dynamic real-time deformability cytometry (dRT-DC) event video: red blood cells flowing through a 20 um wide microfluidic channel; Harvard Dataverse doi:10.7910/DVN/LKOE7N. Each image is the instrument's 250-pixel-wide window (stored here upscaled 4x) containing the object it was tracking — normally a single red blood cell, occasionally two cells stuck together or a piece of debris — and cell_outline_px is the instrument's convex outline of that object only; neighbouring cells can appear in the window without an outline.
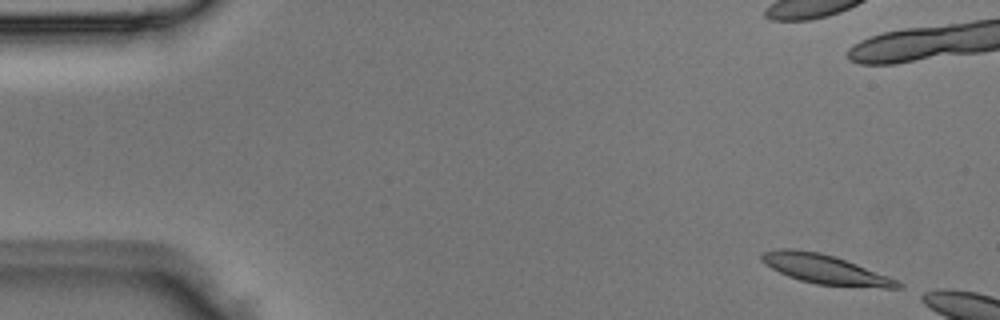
{"species": "Egyptian fruit bat (a non-hibernating species)", "species_latin": "Rousettus aegyptiacus", "temperature_condition": "room temperature", "stored_images_in_passage": 2, "camera_frame_rate_fps": 3000, "um_per_image_px": 0.085, "animal": {"sex": "male"}, "frame": {"image": 1, "passage_image": 1, "time_ms": 0.0, "image_size_px": [1000, 320], "cell_outline_px": [[904, 284], [900, 288], [884, 288], [816, 284], [800, 280], [788, 276], [764, 264], [760, 260], [760, 252], [780, 248], [796, 248], [820, 252], [836, 256], [888, 276]], "centroid_in_image_um": [70.09, 22.87], "position_along_channel_um": 14.9, "area_um2": 23.35}}